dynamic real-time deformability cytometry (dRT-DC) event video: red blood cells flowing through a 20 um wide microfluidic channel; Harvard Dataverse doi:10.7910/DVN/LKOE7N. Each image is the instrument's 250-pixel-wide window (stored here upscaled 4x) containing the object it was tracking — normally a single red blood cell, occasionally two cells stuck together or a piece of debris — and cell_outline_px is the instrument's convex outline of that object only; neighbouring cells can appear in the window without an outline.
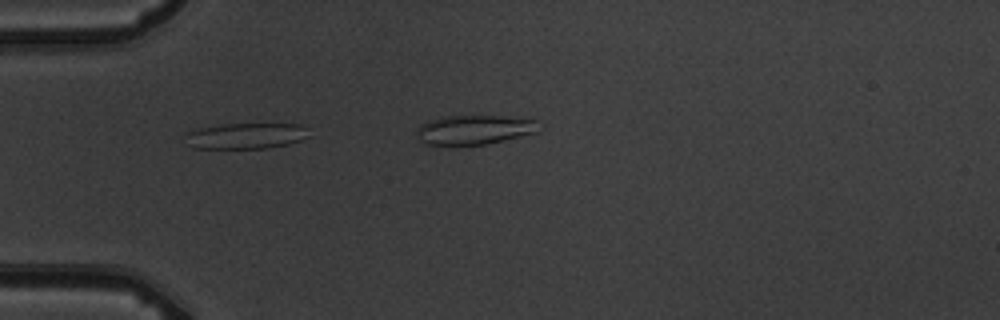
{"species": "common noctule bat (a hibernating species)", "species_latin": "Nyctalus noctula", "temperature_condition": "warm", "stored_images_in_passage": 2, "camera_frame_rate_fps": 3000, "um_per_image_px": 0.085, "animal": {"sex": "male", "body_mass_g": 19.5, "forearm_length_mm": 54.6}, "frame": {"image": 1, "passage_image": 1, "time_ms": 0.0, "image_size_px": [1000, 320], "cell_outline_px": [[312, 136], [288, 144], [268, 148], [192, 148], [184, 132], [200, 128], [224, 124], [300, 124], [308, 128]], "centroid_in_image_um": [20.97, 11.54], "position_along_channel_um": 64.0, "area_um2": 18.67}}